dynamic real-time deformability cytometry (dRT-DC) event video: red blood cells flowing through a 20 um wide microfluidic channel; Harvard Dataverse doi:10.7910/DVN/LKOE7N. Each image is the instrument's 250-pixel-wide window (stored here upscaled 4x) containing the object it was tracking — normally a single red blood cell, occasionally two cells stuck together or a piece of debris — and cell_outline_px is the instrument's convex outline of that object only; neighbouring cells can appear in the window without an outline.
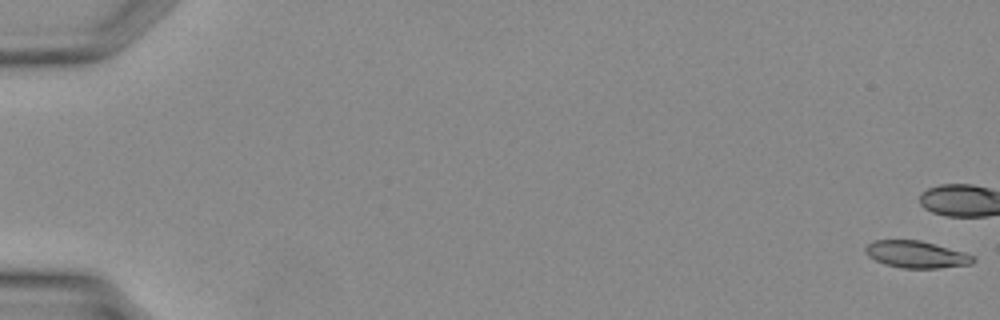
{"species": "Egyptian fruit bat (a non-hibernating species)", "species_latin": "Rousettus aegyptiacus", "temperature_condition": "warm", "stored_images_in_passage": 12, "camera_frame_rate_fps": 3000, "um_per_image_px": 0.085, "animal": {"sex": "female"}, "frame": {"image": 1, "passage_image": 1, "time_ms": 0.0, "image_size_px": [1000, 320], "cell_outline_px": [[976, 260], [972, 264], [940, 268], [904, 268], [884, 264], [868, 256], [864, 248], [868, 244], [876, 240], [920, 240], [964, 252], [972, 256]], "centroid_in_image_um": [77.89, 21.63], "position_along_channel_um": 7.1, "area_um2": 16.82}}